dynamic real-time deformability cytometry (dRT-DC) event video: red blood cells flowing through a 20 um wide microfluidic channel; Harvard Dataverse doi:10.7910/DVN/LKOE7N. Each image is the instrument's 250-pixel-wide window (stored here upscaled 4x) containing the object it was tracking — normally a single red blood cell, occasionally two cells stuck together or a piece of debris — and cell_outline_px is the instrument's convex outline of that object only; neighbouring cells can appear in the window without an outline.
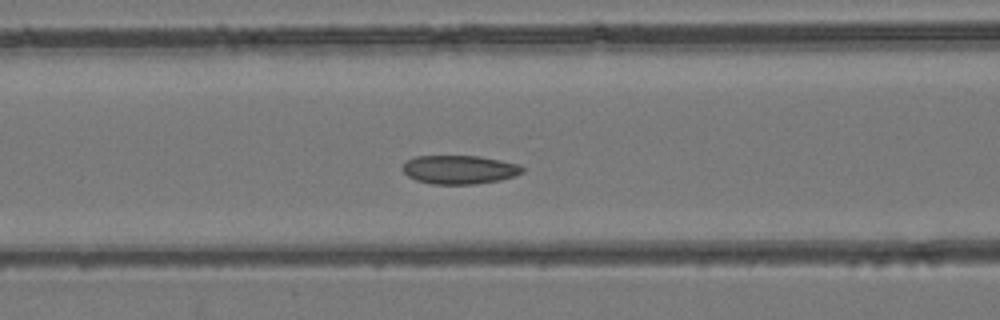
{"species": "common noctule bat (a hibernating species)", "species_latin": "Nyctalus noctula", "temperature_condition": "room temperature", "stored_images_in_passage": 47, "segment_of_instrument_passage": [1, 2], "camera_frame_rate_fps": 3000, "um_per_image_px": 0.085, "animal": {"sex": "female", "body_mass_g": 24.6, "forearm_length_mm": 56.2}, "frame": {"image": 1, "passage_image": 17, "time_ms": 5.333, "image_size_px": [1000, 320], "cell_outline_px": [[524, 172], [516, 176], [500, 180], [476, 184], [432, 184], [416, 180], [408, 176], [404, 172], [404, 164], [408, 160], [416, 156], [476, 156], [520, 164], [524, 168]], "centroid_in_image_um": [39.09, 14.42], "position_along_channel_um": 127.5, "area_um2": 19.94}}
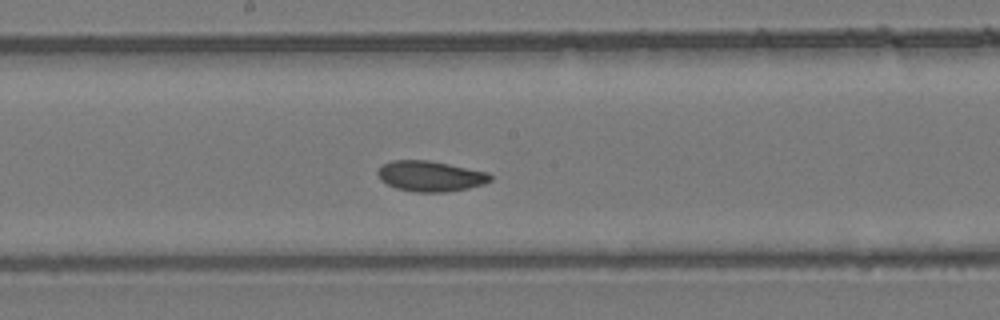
{"frame": {"image": 2, "passage_image": 23, "time_ms": 7.333, "image_size_px": [1000, 320], "cell_outline_px": [[492, 180], [484, 184], [468, 188], [448, 192], [416, 192], [396, 188], [380, 180], [376, 172], [384, 164], [392, 160], [428, 160], [488, 172], [492, 176]], "centroid_in_image_um": [36.59, 14.98], "position_along_channel_um": 211.6, "area_um2": 20.0}}
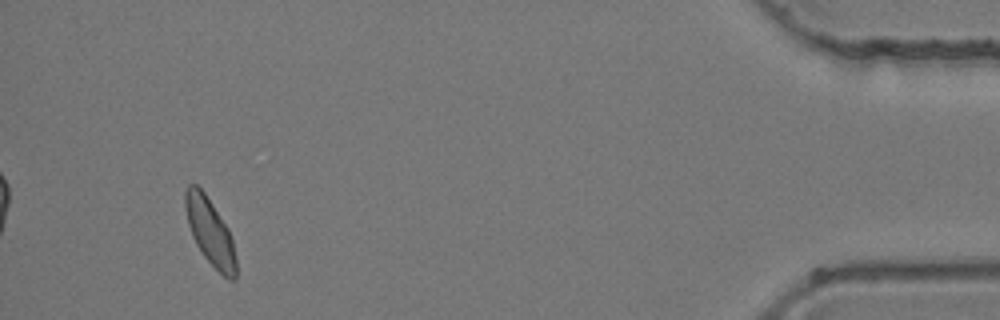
{"frame": {"image": 3, "passage_image": 43, "time_ms": 14.0, "image_size_px": [1000, 320], "cell_outline_px": [[236, 280], [228, 280], [204, 256], [196, 244], [192, 236], [188, 224], [184, 208], [184, 192], [188, 184], [196, 184], [204, 192], [228, 228], [232, 240], [236, 260]], "centroid_in_image_um": [17.83, 19.68], "position_along_channel_um": 417.4, "area_um2": 19.59}}